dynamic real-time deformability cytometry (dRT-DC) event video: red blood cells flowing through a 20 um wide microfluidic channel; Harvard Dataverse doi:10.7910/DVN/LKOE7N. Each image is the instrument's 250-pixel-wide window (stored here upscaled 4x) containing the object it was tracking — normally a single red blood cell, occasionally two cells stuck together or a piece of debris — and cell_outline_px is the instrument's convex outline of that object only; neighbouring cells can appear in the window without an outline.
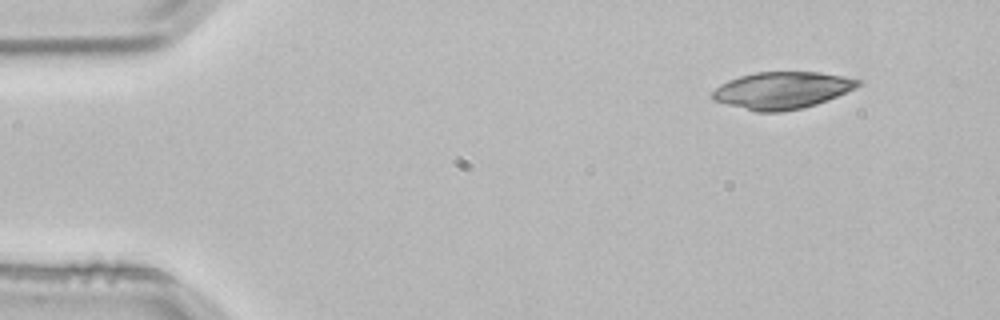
{"species": "common noctule bat (a hibernating species)", "species_latin": "Nyctalus noctula", "temperature_condition": "room temperature", "stored_images_in_passage": 3, "camera_frame_rate_fps": 3000, "um_per_image_px": 0.085, "animal": {"sex": "male", "body_mass_g": 21.5, "forearm_length_mm": 52.0}, "frame": {"image": 1, "passage_image": 1, "time_ms": 0.0, "image_size_px": [1000, 320], "cell_outline_px": [[860, 84], [856, 88], [828, 100], [804, 108], [780, 112], [756, 112], [712, 100], [712, 92], [720, 84], [728, 80], [740, 76], [756, 72], [820, 72], [844, 76], [860, 80]], "centroid_in_image_um": [66.47, 7.68], "position_along_channel_um": 18.5, "area_um2": 31.44}}